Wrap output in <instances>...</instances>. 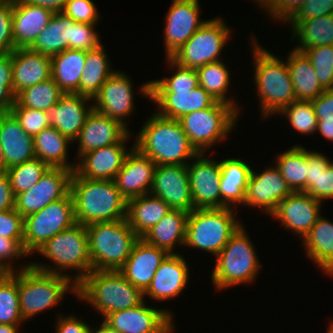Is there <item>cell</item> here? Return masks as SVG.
Here are the masks:
<instances>
[{
	"label": "cell",
	"instance_id": "6da1fadb",
	"mask_svg": "<svg viewBox=\"0 0 333 333\" xmlns=\"http://www.w3.org/2000/svg\"><path fill=\"white\" fill-rule=\"evenodd\" d=\"M254 75V89L258 96L260 118L263 120L276 116L293 101L296 96L293 90L287 61L258 42L257 36L249 37ZM254 63V65H253Z\"/></svg>",
	"mask_w": 333,
	"mask_h": 333
},
{
	"label": "cell",
	"instance_id": "7a4b0ae2",
	"mask_svg": "<svg viewBox=\"0 0 333 333\" xmlns=\"http://www.w3.org/2000/svg\"><path fill=\"white\" fill-rule=\"evenodd\" d=\"M134 147L156 165H187L198 154L179 120L162 117L155 111L142 122Z\"/></svg>",
	"mask_w": 333,
	"mask_h": 333
},
{
	"label": "cell",
	"instance_id": "3957f363",
	"mask_svg": "<svg viewBox=\"0 0 333 333\" xmlns=\"http://www.w3.org/2000/svg\"><path fill=\"white\" fill-rule=\"evenodd\" d=\"M35 254L41 259L43 256L51 265L42 259L44 263L42 260L30 262L33 268L68 277L75 285L92 271L87 230L79 223L49 239Z\"/></svg>",
	"mask_w": 333,
	"mask_h": 333
},
{
	"label": "cell",
	"instance_id": "277c9868",
	"mask_svg": "<svg viewBox=\"0 0 333 333\" xmlns=\"http://www.w3.org/2000/svg\"><path fill=\"white\" fill-rule=\"evenodd\" d=\"M70 193L76 223L87 226L126 218L127 200L117 189L114 180H90L73 171Z\"/></svg>",
	"mask_w": 333,
	"mask_h": 333
},
{
	"label": "cell",
	"instance_id": "5b68a950",
	"mask_svg": "<svg viewBox=\"0 0 333 333\" xmlns=\"http://www.w3.org/2000/svg\"><path fill=\"white\" fill-rule=\"evenodd\" d=\"M76 299L104 318L111 312L138 306L144 296L119 270H92L76 285Z\"/></svg>",
	"mask_w": 333,
	"mask_h": 333
},
{
	"label": "cell",
	"instance_id": "8992f818",
	"mask_svg": "<svg viewBox=\"0 0 333 333\" xmlns=\"http://www.w3.org/2000/svg\"><path fill=\"white\" fill-rule=\"evenodd\" d=\"M246 230L242 224L215 257V264L210 272L215 292L240 284L252 285L256 282L260 269L262 271L263 265L256 246Z\"/></svg>",
	"mask_w": 333,
	"mask_h": 333
},
{
	"label": "cell",
	"instance_id": "52a82bcc",
	"mask_svg": "<svg viewBox=\"0 0 333 333\" xmlns=\"http://www.w3.org/2000/svg\"><path fill=\"white\" fill-rule=\"evenodd\" d=\"M68 293L76 298V285L68 277L42 272L31 265L18 271L19 309L25 322L42 311L55 309Z\"/></svg>",
	"mask_w": 333,
	"mask_h": 333
},
{
	"label": "cell",
	"instance_id": "ba28073f",
	"mask_svg": "<svg viewBox=\"0 0 333 333\" xmlns=\"http://www.w3.org/2000/svg\"><path fill=\"white\" fill-rule=\"evenodd\" d=\"M235 210L229 207L193 209L187 217L184 247L216 257L244 224Z\"/></svg>",
	"mask_w": 333,
	"mask_h": 333
},
{
	"label": "cell",
	"instance_id": "9c48e42d",
	"mask_svg": "<svg viewBox=\"0 0 333 333\" xmlns=\"http://www.w3.org/2000/svg\"><path fill=\"white\" fill-rule=\"evenodd\" d=\"M85 227L92 270H119L140 238L126 218L91 223Z\"/></svg>",
	"mask_w": 333,
	"mask_h": 333
},
{
	"label": "cell",
	"instance_id": "30bf717a",
	"mask_svg": "<svg viewBox=\"0 0 333 333\" xmlns=\"http://www.w3.org/2000/svg\"><path fill=\"white\" fill-rule=\"evenodd\" d=\"M239 116L241 113L233 106L216 101L211 107L187 113L178 120L196 151L208 153L216 144L227 141L238 126Z\"/></svg>",
	"mask_w": 333,
	"mask_h": 333
},
{
	"label": "cell",
	"instance_id": "8fae6325",
	"mask_svg": "<svg viewBox=\"0 0 333 333\" xmlns=\"http://www.w3.org/2000/svg\"><path fill=\"white\" fill-rule=\"evenodd\" d=\"M232 32L222 16L208 18L171 58L180 66L196 70L223 60L222 53L232 38Z\"/></svg>",
	"mask_w": 333,
	"mask_h": 333
},
{
	"label": "cell",
	"instance_id": "7c38bea8",
	"mask_svg": "<svg viewBox=\"0 0 333 333\" xmlns=\"http://www.w3.org/2000/svg\"><path fill=\"white\" fill-rule=\"evenodd\" d=\"M76 224L71 193L24 217L23 248L29 258L49 239ZM33 254V255H32Z\"/></svg>",
	"mask_w": 333,
	"mask_h": 333
},
{
	"label": "cell",
	"instance_id": "4fadbf2b",
	"mask_svg": "<svg viewBox=\"0 0 333 333\" xmlns=\"http://www.w3.org/2000/svg\"><path fill=\"white\" fill-rule=\"evenodd\" d=\"M174 315L172 309L153 307L144 300L134 308L111 312L102 320L120 333H174Z\"/></svg>",
	"mask_w": 333,
	"mask_h": 333
},
{
	"label": "cell",
	"instance_id": "5bb4252c",
	"mask_svg": "<svg viewBox=\"0 0 333 333\" xmlns=\"http://www.w3.org/2000/svg\"><path fill=\"white\" fill-rule=\"evenodd\" d=\"M124 70L117 69L101 86L99 92L93 97V110L111 119L119 121L130 132L127 119L135 115V92L133 78ZM134 113V114H133Z\"/></svg>",
	"mask_w": 333,
	"mask_h": 333
},
{
	"label": "cell",
	"instance_id": "9a60e30c",
	"mask_svg": "<svg viewBox=\"0 0 333 333\" xmlns=\"http://www.w3.org/2000/svg\"><path fill=\"white\" fill-rule=\"evenodd\" d=\"M199 0H172L164 18V58H171L205 23Z\"/></svg>",
	"mask_w": 333,
	"mask_h": 333
},
{
	"label": "cell",
	"instance_id": "2e32d148",
	"mask_svg": "<svg viewBox=\"0 0 333 333\" xmlns=\"http://www.w3.org/2000/svg\"><path fill=\"white\" fill-rule=\"evenodd\" d=\"M259 171L252 167L248 179L245 201L242 207L261 210L269 215L275 212L279 203L293 191L274 164Z\"/></svg>",
	"mask_w": 333,
	"mask_h": 333
},
{
	"label": "cell",
	"instance_id": "e0dca14e",
	"mask_svg": "<svg viewBox=\"0 0 333 333\" xmlns=\"http://www.w3.org/2000/svg\"><path fill=\"white\" fill-rule=\"evenodd\" d=\"M72 173L67 168L50 167L37 184L15 196V210L24 218L64 198L70 192Z\"/></svg>",
	"mask_w": 333,
	"mask_h": 333
},
{
	"label": "cell",
	"instance_id": "ac0fdd59",
	"mask_svg": "<svg viewBox=\"0 0 333 333\" xmlns=\"http://www.w3.org/2000/svg\"><path fill=\"white\" fill-rule=\"evenodd\" d=\"M187 171L193 208H221L220 160L207 153H198L187 164Z\"/></svg>",
	"mask_w": 333,
	"mask_h": 333
},
{
	"label": "cell",
	"instance_id": "d6986e66",
	"mask_svg": "<svg viewBox=\"0 0 333 333\" xmlns=\"http://www.w3.org/2000/svg\"><path fill=\"white\" fill-rule=\"evenodd\" d=\"M137 93L149 102L156 105V113L168 119L178 120L183 115L207 109L211 107L216 100L205 91L201 86L193 90H176V92H150V80L139 85Z\"/></svg>",
	"mask_w": 333,
	"mask_h": 333
},
{
	"label": "cell",
	"instance_id": "ffe728a7",
	"mask_svg": "<svg viewBox=\"0 0 333 333\" xmlns=\"http://www.w3.org/2000/svg\"><path fill=\"white\" fill-rule=\"evenodd\" d=\"M134 132H129L120 142L92 150L76 160L74 172L90 180H114L123 166L127 154L134 147ZM134 135V137H132ZM133 138L132 145L127 143Z\"/></svg>",
	"mask_w": 333,
	"mask_h": 333
},
{
	"label": "cell",
	"instance_id": "44dd1931",
	"mask_svg": "<svg viewBox=\"0 0 333 333\" xmlns=\"http://www.w3.org/2000/svg\"><path fill=\"white\" fill-rule=\"evenodd\" d=\"M323 202L305 192H292L283 199L271 219L302 240L322 215Z\"/></svg>",
	"mask_w": 333,
	"mask_h": 333
},
{
	"label": "cell",
	"instance_id": "7402d4cb",
	"mask_svg": "<svg viewBox=\"0 0 333 333\" xmlns=\"http://www.w3.org/2000/svg\"><path fill=\"white\" fill-rule=\"evenodd\" d=\"M181 254H169L157 269L150 285L143 292L144 300L167 302L183 295L190 282V264ZM149 299H148V298ZM148 299V300H147Z\"/></svg>",
	"mask_w": 333,
	"mask_h": 333
},
{
	"label": "cell",
	"instance_id": "603a6c76",
	"mask_svg": "<svg viewBox=\"0 0 333 333\" xmlns=\"http://www.w3.org/2000/svg\"><path fill=\"white\" fill-rule=\"evenodd\" d=\"M150 194L162 199L171 209L190 213L194 208L187 165H157Z\"/></svg>",
	"mask_w": 333,
	"mask_h": 333
},
{
	"label": "cell",
	"instance_id": "cb8c5ba5",
	"mask_svg": "<svg viewBox=\"0 0 333 333\" xmlns=\"http://www.w3.org/2000/svg\"><path fill=\"white\" fill-rule=\"evenodd\" d=\"M129 132L119 121L92 110L78 137L73 141L78 145L73 160L92 150L118 143Z\"/></svg>",
	"mask_w": 333,
	"mask_h": 333
},
{
	"label": "cell",
	"instance_id": "d4e9b609",
	"mask_svg": "<svg viewBox=\"0 0 333 333\" xmlns=\"http://www.w3.org/2000/svg\"><path fill=\"white\" fill-rule=\"evenodd\" d=\"M156 164L133 147L114 181L121 195L129 199L150 193Z\"/></svg>",
	"mask_w": 333,
	"mask_h": 333
},
{
	"label": "cell",
	"instance_id": "484cf974",
	"mask_svg": "<svg viewBox=\"0 0 333 333\" xmlns=\"http://www.w3.org/2000/svg\"><path fill=\"white\" fill-rule=\"evenodd\" d=\"M168 255L165 250L152 246L139 238L119 272L134 287L144 292Z\"/></svg>",
	"mask_w": 333,
	"mask_h": 333
},
{
	"label": "cell",
	"instance_id": "4316f807",
	"mask_svg": "<svg viewBox=\"0 0 333 333\" xmlns=\"http://www.w3.org/2000/svg\"><path fill=\"white\" fill-rule=\"evenodd\" d=\"M93 110L91 98L65 93L49 111L50 126L56 128L72 142L78 137L87 116Z\"/></svg>",
	"mask_w": 333,
	"mask_h": 333
},
{
	"label": "cell",
	"instance_id": "83f0119b",
	"mask_svg": "<svg viewBox=\"0 0 333 333\" xmlns=\"http://www.w3.org/2000/svg\"><path fill=\"white\" fill-rule=\"evenodd\" d=\"M12 68V84L16 96L23 89L51 78V57L29 48H15L12 52Z\"/></svg>",
	"mask_w": 333,
	"mask_h": 333
},
{
	"label": "cell",
	"instance_id": "f1b7e54d",
	"mask_svg": "<svg viewBox=\"0 0 333 333\" xmlns=\"http://www.w3.org/2000/svg\"><path fill=\"white\" fill-rule=\"evenodd\" d=\"M0 147L8 169L36 158L33 137L10 112L0 114Z\"/></svg>",
	"mask_w": 333,
	"mask_h": 333
},
{
	"label": "cell",
	"instance_id": "f546056e",
	"mask_svg": "<svg viewBox=\"0 0 333 333\" xmlns=\"http://www.w3.org/2000/svg\"><path fill=\"white\" fill-rule=\"evenodd\" d=\"M53 14L49 9L18 0L13 5L12 35L15 48H29Z\"/></svg>",
	"mask_w": 333,
	"mask_h": 333
},
{
	"label": "cell",
	"instance_id": "4dcf8cb0",
	"mask_svg": "<svg viewBox=\"0 0 333 333\" xmlns=\"http://www.w3.org/2000/svg\"><path fill=\"white\" fill-rule=\"evenodd\" d=\"M307 259H310L318 271L333 276V221L321 215L314 226L301 240ZM320 269V270H319Z\"/></svg>",
	"mask_w": 333,
	"mask_h": 333
},
{
	"label": "cell",
	"instance_id": "1f68e13d",
	"mask_svg": "<svg viewBox=\"0 0 333 333\" xmlns=\"http://www.w3.org/2000/svg\"><path fill=\"white\" fill-rule=\"evenodd\" d=\"M244 159L228 157L220 160L221 208L240 210L244 204L252 166Z\"/></svg>",
	"mask_w": 333,
	"mask_h": 333
},
{
	"label": "cell",
	"instance_id": "d6a6232c",
	"mask_svg": "<svg viewBox=\"0 0 333 333\" xmlns=\"http://www.w3.org/2000/svg\"><path fill=\"white\" fill-rule=\"evenodd\" d=\"M189 212L171 209L141 238L148 244L165 250L168 254H181L176 248L186 240V223ZM179 251V252H178Z\"/></svg>",
	"mask_w": 333,
	"mask_h": 333
},
{
	"label": "cell",
	"instance_id": "836d02e7",
	"mask_svg": "<svg viewBox=\"0 0 333 333\" xmlns=\"http://www.w3.org/2000/svg\"><path fill=\"white\" fill-rule=\"evenodd\" d=\"M286 25L290 27V41L296 43L293 49L298 52L310 47L333 45V14L311 19H289Z\"/></svg>",
	"mask_w": 333,
	"mask_h": 333
},
{
	"label": "cell",
	"instance_id": "e575fe53",
	"mask_svg": "<svg viewBox=\"0 0 333 333\" xmlns=\"http://www.w3.org/2000/svg\"><path fill=\"white\" fill-rule=\"evenodd\" d=\"M73 34L74 20L63 12H56L29 49L51 57L66 49H73Z\"/></svg>",
	"mask_w": 333,
	"mask_h": 333
},
{
	"label": "cell",
	"instance_id": "d590c367",
	"mask_svg": "<svg viewBox=\"0 0 333 333\" xmlns=\"http://www.w3.org/2000/svg\"><path fill=\"white\" fill-rule=\"evenodd\" d=\"M170 210L169 205L162 199L148 193L127 201L126 220L141 238Z\"/></svg>",
	"mask_w": 333,
	"mask_h": 333
},
{
	"label": "cell",
	"instance_id": "8d00e7d4",
	"mask_svg": "<svg viewBox=\"0 0 333 333\" xmlns=\"http://www.w3.org/2000/svg\"><path fill=\"white\" fill-rule=\"evenodd\" d=\"M33 142L36 158L50 167H62L74 171L76 160L69 161L70 147L74 143L56 128L49 126L43 129L33 137Z\"/></svg>",
	"mask_w": 333,
	"mask_h": 333
},
{
	"label": "cell",
	"instance_id": "74e56055",
	"mask_svg": "<svg viewBox=\"0 0 333 333\" xmlns=\"http://www.w3.org/2000/svg\"><path fill=\"white\" fill-rule=\"evenodd\" d=\"M296 100L311 101L325 89L320 85L311 61L303 52L292 50L286 55Z\"/></svg>",
	"mask_w": 333,
	"mask_h": 333
},
{
	"label": "cell",
	"instance_id": "f35d334b",
	"mask_svg": "<svg viewBox=\"0 0 333 333\" xmlns=\"http://www.w3.org/2000/svg\"><path fill=\"white\" fill-rule=\"evenodd\" d=\"M86 51L66 49L51 56V77L64 93L80 94Z\"/></svg>",
	"mask_w": 333,
	"mask_h": 333
},
{
	"label": "cell",
	"instance_id": "ab89813d",
	"mask_svg": "<svg viewBox=\"0 0 333 333\" xmlns=\"http://www.w3.org/2000/svg\"><path fill=\"white\" fill-rule=\"evenodd\" d=\"M227 64L228 63L223 60H220L205 64L204 66L198 68L197 73L199 86L207 91L217 102L229 104L239 113H243L241 107L242 105H238L239 101H237L234 96L227 95L231 92L230 89L232 88V71Z\"/></svg>",
	"mask_w": 333,
	"mask_h": 333
},
{
	"label": "cell",
	"instance_id": "60d3db41",
	"mask_svg": "<svg viewBox=\"0 0 333 333\" xmlns=\"http://www.w3.org/2000/svg\"><path fill=\"white\" fill-rule=\"evenodd\" d=\"M107 47L102 43L97 48L86 51L83 73L80 79V95L93 99L101 86L117 70L107 54Z\"/></svg>",
	"mask_w": 333,
	"mask_h": 333
},
{
	"label": "cell",
	"instance_id": "b9f144b4",
	"mask_svg": "<svg viewBox=\"0 0 333 333\" xmlns=\"http://www.w3.org/2000/svg\"><path fill=\"white\" fill-rule=\"evenodd\" d=\"M274 159V164L290 189L293 192H304L307 176V147L295 143L287 150L280 151Z\"/></svg>",
	"mask_w": 333,
	"mask_h": 333
},
{
	"label": "cell",
	"instance_id": "7bdbcfd3",
	"mask_svg": "<svg viewBox=\"0 0 333 333\" xmlns=\"http://www.w3.org/2000/svg\"><path fill=\"white\" fill-rule=\"evenodd\" d=\"M64 94L51 77L41 83L23 89L16 95L15 101L21 107L48 112Z\"/></svg>",
	"mask_w": 333,
	"mask_h": 333
},
{
	"label": "cell",
	"instance_id": "ee69618b",
	"mask_svg": "<svg viewBox=\"0 0 333 333\" xmlns=\"http://www.w3.org/2000/svg\"><path fill=\"white\" fill-rule=\"evenodd\" d=\"M18 295V272L0 273V324L24 325Z\"/></svg>",
	"mask_w": 333,
	"mask_h": 333
},
{
	"label": "cell",
	"instance_id": "f6af8a7d",
	"mask_svg": "<svg viewBox=\"0 0 333 333\" xmlns=\"http://www.w3.org/2000/svg\"><path fill=\"white\" fill-rule=\"evenodd\" d=\"M171 76L150 80V92H176V90H193L199 86L196 69L180 66L172 58H164Z\"/></svg>",
	"mask_w": 333,
	"mask_h": 333
},
{
	"label": "cell",
	"instance_id": "bcb514c9",
	"mask_svg": "<svg viewBox=\"0 0 333 333\" xmlns=\"http://www.w3.org/2000/svg\"><path fill=\"white\" fill-rule=\"evenodd\" d=\"M281 115L289 122L288 126L300 135L315 134L317 116L311 101L296 100L286 106L277 116Z\"/></svg>",
	"mask_w": 333,
	"mask_h": 333
},
{
	"label": "cell",
	"instance_id": "7dc6e473",
	"mask_svg": "<svg viewBox=\"0 0 333 333\" xmlns=\"http://www.w3.org/2000/svg\"><path fill=\"white\" fill-rule=\"evenodd\" d=\"M49 168L48 164L38 158L9 168L6 174L9 177L14 196L37 184Z\"/></svg>",
	"mask_w": 333,
	"mask_h": 333
},
{
	"label": "cell",
	"instance_id": "c3c4849f",
	"mask_svg": "<svg viewBox=\"0 0 333 333\" xmlns=\"http://www.w3.org/2000/svg\"><path fill=\"white\" fill-rule=\"evenodd\" d=\"M311 61L320 85L329 90L333 88V45L310 47L303 51Z\"/></svg>",
	"mask_w": 333,
	"mask_h": 333
},
{
	"label": "cell",
	"instance_id": "681fc988",
	"mask_svg": "<svg viewBox=\"0 0 333 333\" xmlns=\"http://www.w3.org/2000/svg\"><path fill=\"white\" fill-rule=\"evenodd\" d=\"M28 256L23 248V239L0 236V273H15L27 269L31 265L30 261H26V263L23 261L20 264V261L18 263L17 260H26Z\"/></svg>",
	"mask_w": 333,
	"mask_h": 333
},
{
	"label": "cell",
	"instance_id": "f907efd6",
	"mask_svg": "<svg viewBox=\"0 0 333 333\" xmlns=\"http://www.w3.org/2000/svg\"><path fill=\"white\" fill-rule=\"evenodd\" d=\"M10 113L16 118L23 130L32 137L50 126L48 112L21 107L16 101L10 109Z\"/></svg>",
	"mask_w": 333,
	"mask_h": 333
},
{
	"label": "cell",
	"instance_id": "816d5d0a",
	"mask_svg": "<svg viewBox=\"0 0 333 333\" xmlns=\"http://www.w3.org/2000/svg\"><path fill=\"white\" fill-rule=\"evenodd\" d=\"M96 5L93 0H69L62 12L76 22L99 24L102 16Z\"/></svg>",
	"mask_w": 333,
	"mask_h": 333
},
{
	"label": "cell",
	"instance_id": "f5cc1de1",
	"mask_svg": "<svg viewBox=\"0 0 333 333\" xmlns=\"http://www.w3.org/2000/svg\"><path fill=\"white\" fill-rule=\"evenodd\" d=\"M97 25L74 21L73 49L89 51L101 45Z\"/></svg>",
	"mask_w": 333,
	"mask_h": 333
},
{
	"label": "cell",
	"instance_id": "db71d44e",
	"mask_svg": "<svg viewBox=\"0 0 333 333\" xmlns=\"http://www.w3.org/2000/svg\"><path fill=\"white\" fill-rule=\"evenodd\" d=\"M13 5H0V55L15 49L12 35Z\"/></svg>",
	"mask_w": 333,
	"mask_h": 333
},
{
	"label": "cell",
	"instance_id": "11a10c76",
	"mask_svg": "<svg viewBox=\"0 0 333 333\" xmlns=\"http://www.w3.org/2000/svg\"><path fill=\"white\" fill-rule=\"evenodd\" d=\"M24 218L14 209L0 211V236L23 239Z\"/></svg>",
	"mask_w": 333,
	"mask_h": 333
},
{
	"label": "cell",
	"instance_id": "9f6ffc18",
	"mask_svg": "<svg viewBox=\"0 0 333 333\" xmlns=\"http://www.w3.org/2000/svg\"><path fill=\"white\" fill-rule=\"evenodd\" d=\"M58 314V315H57ZM56 319L53 325L55 333H92V324L86 322L76 313L64 315L57 312Z\"/></svg>",
	"mask_w": 333,
	"mask_h": 333
},
{
	"label": "cell",
	"instance_id": "6f0895ef",
	"mask_svg": "<svg viewBox=\"0 0 333 333\" xmlns=\"http://www.w3.org/2000/svg\"><path fill=\"white\" fill-rule=\"evenodd\" d=\"M304 192L323 203L326 199H333V162L324 173H321L314 180V183H311L306 188Z\"/></svg>",
	"mask_w": 333,
	"mask_h": 333
},
{
	"label": "cell",
	"instance_id": "680465c9",
	"mask_svg": "<svg viewBox=\"0 0 333 333\" xmlns=\"http://www.w3.org/2000/svg\"><path fill=\"white\" fill-rule=\"evenodd\" d=\"M306 0H277L267 11L266 14L275 24L285 23L299 10Z\"/></svg>",
	"mask_w": 333,
	"mask_h": 333
},
{
	"label": "cell",
	"instance_id": "91938a15",
	"mask_svg": "<svg viewBox=\"0 0 333 333\" xmlns=\"http://www.w3.org/2000/svg\"><path fill=\"white\" fill-rule=\"evenodd\" d=\"M333 14V0H306L290 19H311Z\"/></svg>",
	"mask_w": 333,
	"mask_h": 333
},
{
	"label": "cell",
	"instance_id": "94428289",
	"mask_svg": "<svg viewBox=\"0 0 333 333\" xmlns=\"http://www.w3.org/2000/svg\"><path fill=\"white\" fill-rule=\"evenodd\" d=\"M326 154L315 151L314 149L307 148V176H306V188L314 183V180L324 173L329 165L333 162Z\"/></svg>",
	"mask_w": 333,
	"mask_h": 333
},
{
	"label": "cell",
	"instance_id": "6125c7cd",
	"mask_svg": "<svg viewBox=\"0 0 333 333\" xmlns=\"http://www.w3.org/2000/svg\"><path fill=\"white\" fill-rule=\"evenodd\" d=\"M318 121H333V88L311 100Z\"/></svg>",
	"mask_w": 333,
	"mask_h": 333
},
{
	"label": "cell",
	"instance_id": "be15d7a7",
	"mask_svg": "<svg viewBox=\"0 0 333 333\" xmlns=\"http://www.w3.org/2000/svg\"><path fill=\"white\" fill-rule=\"evenodd\" d=\"M15 208V196L13 194L8 175H0V211Z\"/></svg>",
	"mask_w": 333,
	"mask_h": 333
},
{
	"label": "cell",
	"instance_id": "e7e4bbea",
	"mask_svg": "<svg viewBox=\"0 0 333 333\" xmlns=\"http://www.w3.org/2000/svg\"><path fill=\"white\" fill-rule=\"evenodd\" d=\"M12 74V52L0 55V86H13Z\"/></svg>",
	"mask_w": 333,
	"mask_h": 333
},
{
	"label": "cell",
	"instance_id": "03108f58",
	"mask_svg": "<svg viewBox=\"0 0 333 333\" xmlns=\"http://www.w3.org/2000/svg\"><path fill=\"white\" fill-rule=\"evenodd\" d=\"M15 97L13 86H0V114L10 112Z\"/></svg>",
	"mask_w": 333,
	"mask_h": 333
},
{
	"label": "cell",
	"instance_id": "003e7915",
	"mask_svg": "<svg viewBox=\"0 0 333 333\" xmlns=\"http://www.w3.org/2000/svg\"><path fill=\"white\" fill-rule=\"evenodd\" d=\"M26 3L44 7L52 12H62L69 0H24Z\"/></svg>",
	"mask_w": 333,
	"mask_h": 333
},
{
	"label": "cell",
	"instance_id": "a7ac6f4b",
	"mask_svg": "<svg viewBox=\"0 0 333 333\" xmlns=\"http://www.w3.org/2000/svg\"><path fill=\"white\" fill-rule=\"evenodd\" d=\"M317 133L327 141L333 142V121H317L315 134Z\"/></svg>",
	"mask_w": 333,
	"mask_h": 333
},
{
	"label": "cell",
	"instance_id": "89a4df30",
	"mask_svg": "<svg viewBox=\"0 0 333 333\" xmlns=\"http://www.w3.org/2000/svg\"><path fill=\"white\" fill-rule=\"evenodd\" d=\"M97 327L95 328L93 326V331L92 333H120L116 329L111 328L108 326L102 319H101V324L96 325Z\"/></svg>",
	"mask_w": 333,
	"mask_h": 333
},
{
	"label": "cell",
	"instance_id": "2644e50d",
	"mask_svg": "<svg viewBox=\"0 0 333 333\" xmlns=\"http://www.w3.org/2000/svg\"><path fill=\"white\" fill-rule=\"evenodd\" d=\"M22 326V328H21ZM24 325L0 324V333H21Z\"/></svg>",
	"mask_w": 333,
	"mask_h": 333
},
{
	"label": "cell",
	"instance_id": "8c879c8a",
	"mask_svg": "<svg viewBox=\"0 0 333 333\" xmlns=\"http://www.w3.org/2000/svg\"><path fill=\"white\" fill-rule=\"evenodd\" d=\"M255 2V6L257 5V9H260L262 12H266L277 0H251ZM259 7V8H258Z\"/></svg>",
	"mask_w": 333,
	"mask_h": 333
},
{
	"label": "cell",
	"instance_id": "753ad0ef",
	"mask_svg": "<svg viewBox=\"0 0 333 333\" xmlns=\"http://www.w3.org/2000/svg\"><path fill=\"white\" fill-rule=\"evenodd\" d=\"M7 170H8V168L6 166L4 156H3V152H2L1 147H0V175L5 174L7 172Z\"/></svg>",
	"mask_w": 333,
	"mask_h": 333
},
{
	"label": "cell",
	"instance_id": "34e18365",
	"mask_svg": "<svg viewBox=\"0 0 333 333\" xmlns=\"http://www.w3.org/2000/svg\"><path fill=\"white\" fill-rule=\"evenodd\" d=\"M18 0H0V5H14Z\"/></svg>",
	"mask_w": 333,
	"mask_h": 333
},
{
	"label": "cell",
	"instance_id": "11e5206c",
	"mask_svg": "<svg viewBox=\"0 0 333 333\" xmlns=\"http://www.w3.org/2000/svg\"><path fill=\"white\" fill-rule=\"evenodd\" d=\"M328 324L326 333H333V320H330Z\"/></svg>",
	"mask_w": 333,
	"mask_h": 333
}]
</instances>
